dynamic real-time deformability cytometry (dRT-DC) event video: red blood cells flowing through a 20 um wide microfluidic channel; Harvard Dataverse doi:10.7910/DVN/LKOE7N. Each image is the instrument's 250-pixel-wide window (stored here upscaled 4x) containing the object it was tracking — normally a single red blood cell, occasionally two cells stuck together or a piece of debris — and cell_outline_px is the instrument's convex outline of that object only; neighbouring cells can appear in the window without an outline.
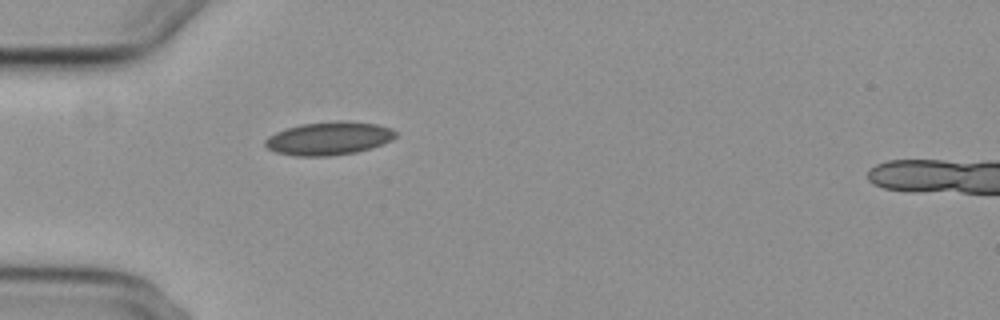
{"species": "common noctule bat (a hibernating species)", "species_latin": "Nyctalus noctula", "temperature_condition": "cold", "stored_images_in_passage": 5, "camera_frame_rate_fps": 3000, "um_per_image_px": 0.085, "animal": {"sex": "female", "body_mass_g": 29.2, "forearm_length_mm": 56.3}, "frame": {"image": 1, "passage_image": 4, "time_ms": 3.667, "image_size_px": [1000, 320], "cell_outline_px": [[396, 136], [392, 140], [372, 148], [356, 152], [328, 156], [296, 156], [276, 152], [268, 148], [264, 144], [264, 140], [268, 136], [276, 132], [300, 124], [336, 120], [344, 120], [376, 124], [392, 128], [396, 132]], "centroid_in_image_um": [27.96, 11.75], "position_along_channel_um": 57.0, "area_um2": 25.37}}